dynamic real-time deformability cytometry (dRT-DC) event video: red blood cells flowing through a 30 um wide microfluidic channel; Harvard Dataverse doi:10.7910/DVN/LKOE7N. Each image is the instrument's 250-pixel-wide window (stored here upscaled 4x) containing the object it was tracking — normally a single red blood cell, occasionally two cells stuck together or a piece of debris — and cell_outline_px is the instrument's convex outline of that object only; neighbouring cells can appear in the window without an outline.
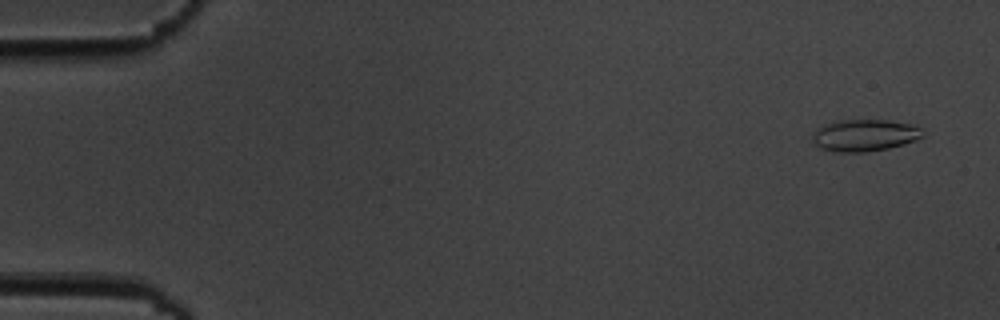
{"species": "common noctule bat (a hibernating species)", "species_latin": "Nyctalus noctula", "temperature_condition": "cold", "stored_images_in_passage": 5, "camera_frame_rate_fps": 3000, "um_per_image_px": 0.085, "animal": {"sex": "male", "body_mass_g": 19.5, "forearm_length_mm": 54.6}, "frame": {"image": 1, "passage_image": 1, "time_ms": 0.0, "image_size_px": [1000, 320], "cell_outline_px": [[924, 136], [916, 140], [904, 144], [888, 148], [864, 152], [836, 152], [820, 148], [812, 140], [812, 132], [816, 128], [824, 124], [836, 120], [888, 120], [916, 124], [920, 128]], "centroid_in_image_um": [73.48, 11.49], "position_along_channel_um": 11.5, "area_um2": 20.75}}
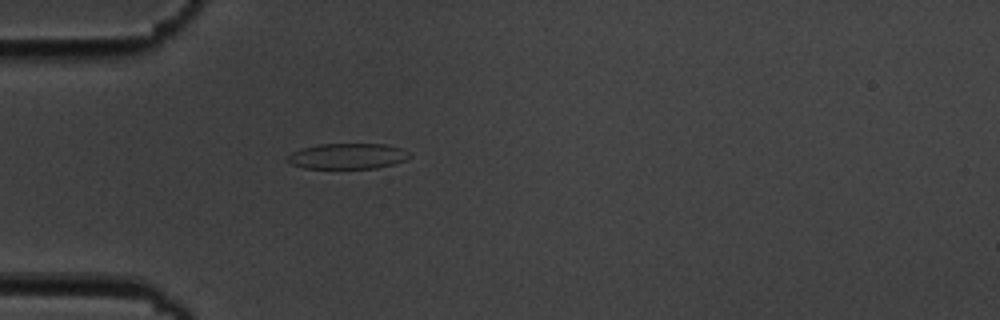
{"frame": {"image": 2, "passage_image": 5, "time_ms": 4.667, "image_size_px": [1000, 320], "cell_outline_px": [[412, 156], [404, 160], [392, 164], [376, 168], [304, 168], [292, 164], [284, 160], [292, 152], [300, 148], [320, 144], [388, 144], [400, 148], [408, 152]], "centroid_in_image_um": [29.51, 13.27], "position_along_channel_um": 55.5, "area_um2": 18.21}}